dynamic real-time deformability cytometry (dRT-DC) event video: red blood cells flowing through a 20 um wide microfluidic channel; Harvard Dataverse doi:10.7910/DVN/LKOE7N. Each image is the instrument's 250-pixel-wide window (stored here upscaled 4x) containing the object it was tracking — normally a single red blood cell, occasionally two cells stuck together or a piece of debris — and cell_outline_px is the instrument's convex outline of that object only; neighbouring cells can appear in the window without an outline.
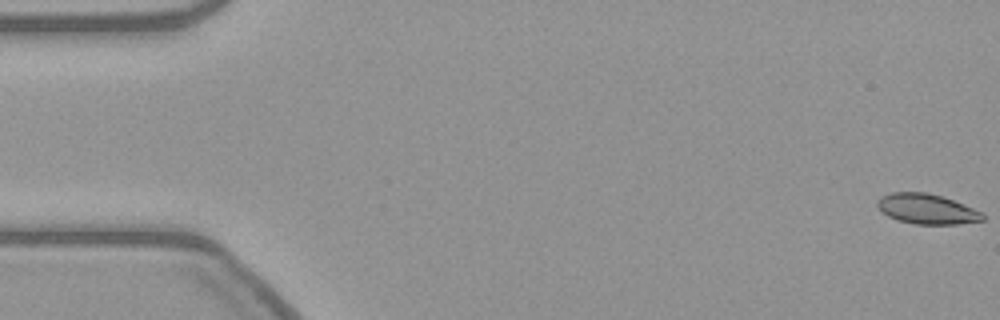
{"species": "common noctule bat (a hibernating species)", "species_latin": "Nyctalus noctula", "temperature_condition": "warm", "stored_images_in_passage": 16, "camera_frame_rate_fps": 3000, "um_per_image_px": 0.085, "animal": {"sex": "female", "body_mass_g": 21.9}, "frame": {"image": 1, "passage_image": 1, "time_ms": 0.0, "image_size_px": [1000, 320], "cell_outline_px": [[984, 220], [956, 224], [916, 224], [896, 220], [888, 216], [876, 204], [876, 200], [880, 196], [892, 192], [928, 192], [952, 200], [984, 212]], "centroid_in_image_um": [78.77, 17.76], "position_along_channel_um": 6.2, "area_um2": 18.44}}
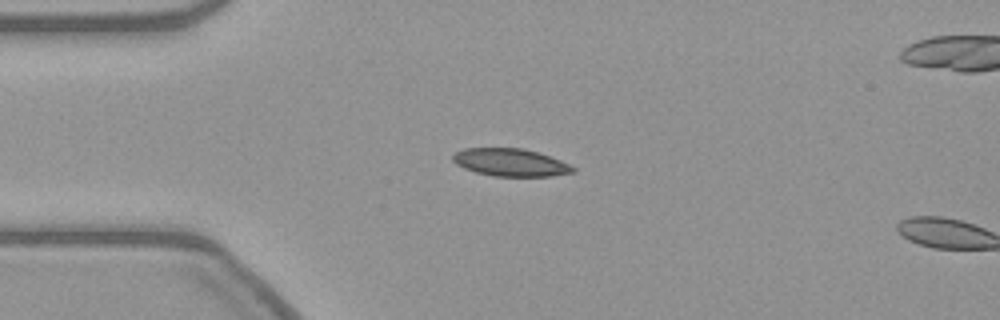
{"frame": {"image": 2, "passage_image": 14, "time_ms": 4.333, "image_size_px": [1000, 320], "cell_outline_px": [[576, 172], [552, 176], [492, 176], [476, 172], [464, 168], [456, 164], [452, 160], [452, 156], [456, 152], [464, 148], [524, 148], [560, 160], [576, 168]], "centroid_in_image_um": [43.38, 13.81], "position_along_channel_um": 41.6, "area_um2": 19.31}}